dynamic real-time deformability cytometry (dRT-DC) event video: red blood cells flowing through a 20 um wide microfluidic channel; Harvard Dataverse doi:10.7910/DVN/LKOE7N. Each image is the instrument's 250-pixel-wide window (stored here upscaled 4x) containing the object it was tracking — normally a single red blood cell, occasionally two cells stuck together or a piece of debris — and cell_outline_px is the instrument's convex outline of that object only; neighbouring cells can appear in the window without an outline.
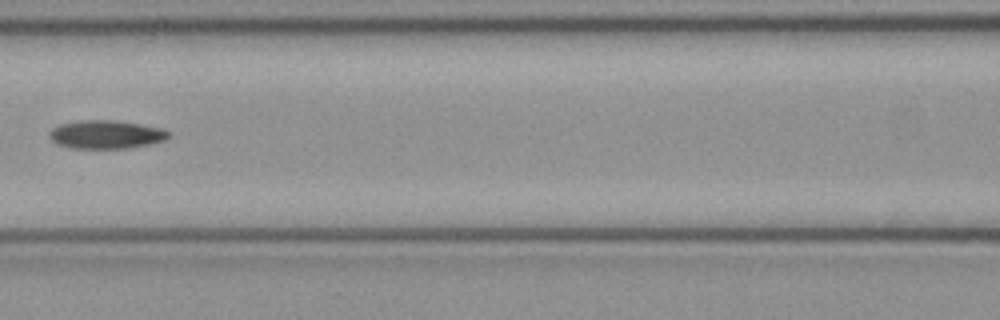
{"species": "common noctule bat (a hibernating species)", "species_latin": "Nyctalus noctula", "temperature_condition": "cold", "stored_images_in_passage": 5, "camera_frame_rate_fps": 3000, "um_per_image_px": 0.085, "animal": {"sex": "female", "body_mass_g": 21.9}, "frame": {"image": 1, "passage_image": 5, "time_ms": 1.333, "image_size_px": [1000, 320], "cell_outline_px": [[168, 136], [164, 140], [148, 144], [128, 148], [72, 148], [56, 144], [48, 136], [48, 132], [52, 128], [60, 124], [80, 120], [116, 120], [164, 128], [168, 132]], "centroid_in_image_um": [8.97, 11.42], "position_along_channel_um": 157.6, "area_um2": 19.71}}